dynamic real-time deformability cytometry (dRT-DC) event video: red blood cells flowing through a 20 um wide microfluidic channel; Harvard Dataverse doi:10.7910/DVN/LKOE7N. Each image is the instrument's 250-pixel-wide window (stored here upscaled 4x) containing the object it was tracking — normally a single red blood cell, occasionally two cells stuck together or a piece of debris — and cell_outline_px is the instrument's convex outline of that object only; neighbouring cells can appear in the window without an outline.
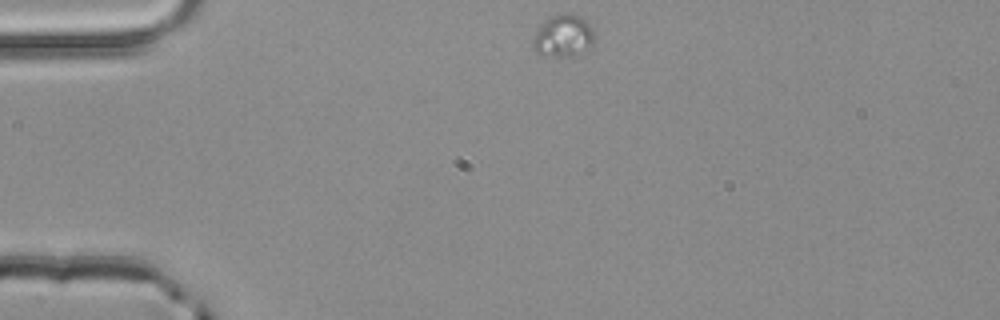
{"species": "common noctule bat (a hibernating species)", "species_latin": "Nyctalus noctula", "temperature_condition": "room temperature", "stored_images_in_passage": 5, "segment_of_instrument_passage": [2, 2], "camera_frame_rate_fps": 3000, "um_per_image_px": 0.085, "animal": {"sex": "male", "body_mass_g": 20.4}, "frame": {"image": 1, "passage_image": 5, "time_ms": 1.333, "image_size_px": [1000, 320], "cell_outline_px": [[592, 44], [576, 56], [540, 56], [532, 48], [532, 40], [536, 28], [552, 16], [564, 12], [580, 16], [592, 28]], "centroid_in_image_um": [47.8, 3.07], "position_along_channel_um": 37.2, "area_um2": 15.09}}